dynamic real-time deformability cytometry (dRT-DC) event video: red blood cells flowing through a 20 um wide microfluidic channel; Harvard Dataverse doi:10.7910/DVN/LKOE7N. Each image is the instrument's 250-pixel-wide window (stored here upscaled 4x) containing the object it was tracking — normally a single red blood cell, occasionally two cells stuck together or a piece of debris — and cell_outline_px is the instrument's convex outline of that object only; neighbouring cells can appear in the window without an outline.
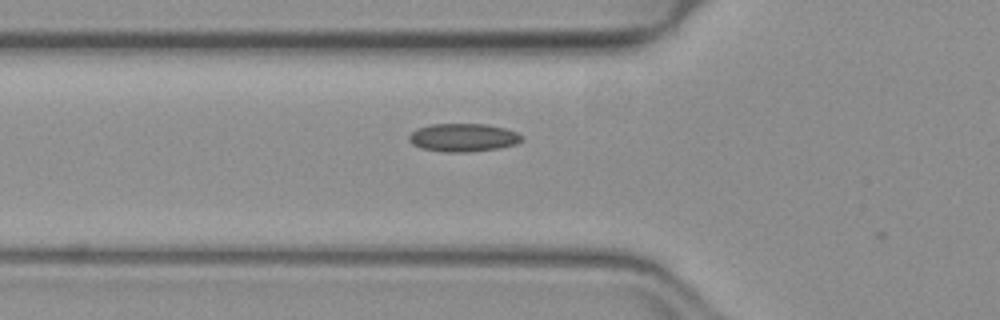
{"species": "common noctule bat (a hibernating species)", "species_latin": "Nyctalus noctula", "temperature_condition": "warm", "stored_images_in_passage": 4, "camera_frame_rate_fps": 3000, "um_per_image_px": 0.085, "animal": {"sex": "female", "body_mass_g": 19.3, "forearm_length_mm": 54.1}, "frame": {"image": 1, "passage_image": 2, "time_ms": 0.333, "image_size_px": [1000, 320], "cell_outline_px": [[524, 136], [516, 144], [500, 148], [468, 152], [444, 152], [420, 148], [412, 144], [408, 140], [408, 136], [416, 128], [432, 124], [484, 124], [504, 128], [516, 132]], "centroid_in_image_um": [39.34, 11.69], "position_along_channel_um": 86.5, "area_um2": 18.55}}